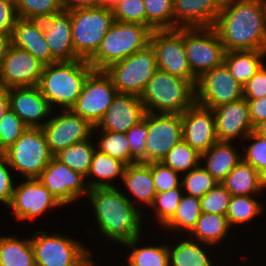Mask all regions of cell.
<instances>
[{
	"instance_id": "obj_1",
	"label": "cell",
	"mask_w": 266,
	"mask_h": 266,
	"mask_svg": "<svg viewBox=\"0 0 266 266\" xmlns=\"http://www.w3.org/2000/svg\"><path fill=\"white\" fill-rule=\"evenodd\" d=\"M213 28L226 52L266 51V0H224Z\"/></svg>"
},
{
	"instance_id": "obj_2",
	"label": "cell",
	"mask_w": 266,
	"mask_h": 266,
	"mask_svg": "<svg viewBox=\"0 0 266 266\" xmlns=\"http://www.w3.org/2000/svg\"><path fill=\"white\" fill-rule=\"evenodd\" d=\"M101 236L125 244L141 236L142 212L116 187L89 189Z\"/></svg>"
},
{
	"instance_id": "obj_3",
	"label": "cell",
	"mask_w": 266,
	"mask_h": 266,
	"mask_svg": "<svg viewBox=\"0 0 266 266\" xmlns=\"http://www.w3.org/2000/svg\"><path fill=\"white\" fill-rule=\"evenodd\" d=\"M92 70L89 62L83 59L47 64L43 67L38 87L52 109L56 104L63 106V110L71 109Z\"/></svg>"
},
{
	"instance_id": "obj_4",
	"label": "cell",
	"mask_w": 266,
	"mask_h": 266,
	"mask_svg": "<svg viewBox=\"0 0 266 266\" xmlns=\"http://www.w3.org/2000/svg\"><path fill=\"white\" fill-rule=\"evenodd\" d=\"M140 100L146 112L181 115L196 103V89L190 81L157 69Z\"/></svg>"
},
{
	"instance_id": "obj_5",
	"label": "cell",
	"mask_w": 266,
	"mask_h": 266,
	"mask_svg": "<svg viewBox=\"0 0 266 266\" xmlns=\"http://www.w3.org/2000/svg\"><path fill=\"white\" fill-rule=\"evenodd\" d=\"M152 29L139 23L114 21L97 52L88 60L93 70H105L150 44Z\"/></svg>"
},
{
	"instance_id": "obj_6",
	"label": "cell",
	"mask_w": 266,
	"mask_h": 266,
	"mask_svg": "<svg viewBox=\"0 0 266 266\" xmlns=\"http://www.w3.org/2000/svg\"><path fill=\"white\" fill-rule=\"evenodd\" d=\"M114 22L113 11L106 7H89L71 11L72 41L76 55L89 60Z\"/></svg>"
},
{
	"instance_id": "obj_7",
	"label": "cell",
	"mask_w": 266,
	"mask_h": 266,
	"mask_svg": "<svg viewBox=\"0 0 266 266\" xmlns=\"http://www.w3.org/2000/svg\"><path fill=\"white\" fill-rule=\"evenodd\" d=\"M30 239L36 266H94L90 250L73 238L36 231Z\"/></svg>"
},
{
	"instance_id": "obj_8",
	"label": "cell",
	"mask_w": 266,
	"mask_h": 266,
	"mask_svg": "<svg viewBox=\"0 0 266 266\" xmlns=\"http://www.w3.org/2000/svg\"><path fill=\"white\" fill-rule=\"evenodd\" d=\"M3 155L25 179L38 178L53 157L42 128H28Z\"/></svg>"
},
{
	"instance_id": "obj_9",
	"label": "cell",
	"mask_w": 266,
	"mask_h": 266,
	"mask_svg": "<svg viewBox=\"0 0 266 266\" xmlns=\"http://www.w3.org/2000/svg\"><path fill=\"white\" fill-rule=\"evenodd\" d=\"M156 70L155 52L149 44L143 50L111 64L105 72L111 77L118 93L140 96Z\"/></svg>"
},
{
	"instance_id": "obj_10",
	"label": "cell",
	"mask_w": 266,
	"mask_h": 266,
	"mask_svg": "<svg viewBox=\"0 0 266 266\" xmlns=\"http://www.w3.org/2000/svg\"><path fill=\"white\" fill-rule=\"evenodd\" d=\"M184 44L190 69L197 78L224 63L226 51L213 27L184 28Z\"/></svg>"
},
{
	"instance_id": "obj_11",
	"label": "cell",
	"mask_w": 266,
	"mask_h": 266,
	"mask_svg": "<svg viewBox=\"0 0 266 266\" xmlns=\"http://www.w3.org/2000/svg\"><path fill=\"white\" fill-rule=\"evenodd\" d=\"M150 45L157 69L184 78L196 87L198 78L192 73L185 52L184 28L153 30Z\"/></svg>"
},
{
	"instance_id": "obj_12",
	"label": "cell",
	"mask_w": 266,
	"mask_h": 266,
	"mask_svg": "<svg viewBox=\"0 0 266 266\" xmlns=\"http://www.w3.org/2000/svg\"><path fill=\"white\" fill-rule=\"evenodd\" d=\"M117 89L105 70H92L71 110L97 126L117 95Z\"/></svg>"
},
{
	"instance_id": "obj_13",
	"label": "cell",
	"mask_w": 266,
	"mask_h": 266,
	"mask_svg": "<svg viewBox=\"0 0 266 266\" xmlns=\"http://www.w3.org/2000/svg\"><path fill=\"white\" fill-rule=\"evenodd\" d=\"M196 103L213 109L244 97L243 85L222 65L204 72L197 80Z\"/></svg>"
},
{
	"instance_id": "obj_14",
	"label": "cell",
	"mask_w": 266,
	"mask_h": 266,
	"mask_svg": "<svg viewBox=\"0 0 266 266\" xmlns=\"http://www.w3.org/2000/svg\"><path fill=\"white\" fill-rule=\"evenodd\" d=\"M145 163L161 162L183 140L180 114L147 112Z\"/></svg>"
},
{
	"instance_id": "obj_15",
	"label": "cell",
	"mask_w": 266,
	"mask_h": 266,
	"mask_svg": "<svg viewBox=\"0 0 266 266\" xmlns=\"http://www.w3.org/2000/svg\"><path fill=\"white\" fill-rule=\"evenodd\" d=\"M41 128L49 150L55 156L64 148L92 137L94 126L71 109H67L58 116L55 115L52 119H48Z\"/></svg>"
},
{
	"instance_id": "obj_16",
	"label": "cell",
	"mask_w": 266,
	"mask_h": 266,
	"mask_svg": "<svg viewBox=\"0 0 266 266\" xmlns=\"http://www.w3.org/2000/svg\"><path fill=\"white\" fill-rule=\"evenodd\" d=\"M38 180L65 206L88 196L89 187L81 173L73 171L55 156L43 169Z\"/></svg>"
},
{
	"instance_id": "obj_17",
	"label": "cell",
	"mask_w": 266,
	"mask_h": 266,
	"mask_svg": "<svg viewBox=\"0 0 266 266\" xmlns=\"http://www.w3.org/2000/svg\"><path fill=\"white\" fill-rule=\"evenodd\" d=\"M62 206L38 178H33L15 186L8 208L13 211L17 221H27L41 216L49 209Z\"/></svg>"
},
{
	"instance_id": "obj_18",
	"label": "cell",
	"mask_w": 266,
	"mask_h": 266,
	"mask_svg": "<svg viewBox=\"0 0 266 266\" xmlns=\"http://www.w3.org/2000/svg\"><path fill=\"white\" fill-rule=\"evenodd\" d=\"M43 67L31 53L11 44L0 66V87L38 86Z\"/></svg>"
},
{
	"instance_id": "obj_19",
	"label": "cell",
	"mask_w": 266,
	"mask_h": 266,
	"mask_svg": "<svg viewBox=\"0 0 266 266\" xmlns=\"http://www.w3.org/2000/svg\"><path fill=\"white\" fill-rule=\"evenodd\" d=\"M183 141L200 154L208 151L218 140L212 109L195 103L181 114Z\"/></svg>"
},
{
	"instance_id": "obj_20",
	"label": "cell",
	"mask_w": 266,
	"mask_h": 266,
	"mask_svg": "<svg viewBox=\"0 0 266 266\" xmlns=\"http://www.w3.org/2000/svg\"><path fill=\"white\" fill-rule=\"evenodd\" d=\"M9 107L28 128H41L53 109L38 86L8 88ZM43 122H41V121Z\"/></svg>"
},
{
	"instance_id": "obj_21",
	"label": "cell",
	"mask_w": 266,
	"mask_h": 266,
	"mask_svg": "<svg viewBox=\"0 0 266 266\" xmlns=\"http://www.w3.org/2000/svg\"><path fill=\"white\" fill-rule=\"evenodd\" d=\"M145 113L140 96L117 93L101 121L93 128V133L99 128L102 131L126 133L143 120Z\"/></svg>"
},
{
	"instance_id": "obj_22",
	"label": "cell",
	"mask_w": 266,
	"mask_h": 266,
	"mask_svg": "<svg viewBox=\"0 0 266 266\" xmlns=\"http://www.w3.org/2000/svg\"><path fill=\"white\" fill-rule=\"evenodd\" d=\"M218 141L231 142L236 137L245 139L254 127L249 116L248 101L243 97L212 109Z\"/></svg>"
},
{
	"instance_id": "obj_23",
	"label": "cell",
	"mask_w": 266,
	"mask_h": 266,
	"mask_svg": "<svg viewBox=\"0 0 266 266\" xmlns=\"http://www.w3.org/2000/svg\"><path fill=\"white\" fill-rule=\"evenodd\" d=\"M44 36L52 55V63L80 59L74 50L71 32V11H62L42 20Z\"/></svg>"
},
{
	"instance_id": "obj_24",
	"label": "cell",
	"mask_w": 266,
	"mask_h": 266,
	"mask_svg": "<svg viewBox=\"0 0 266 266\" xmlns=\"http://www.w3.org/2000/svg\"><path fill=\"white\" fill-rule=\"evenodd\" d=\"M224 0H173L174 29L213 27Z\"/></svg>"
},
{
	"instance_id": "obj_25",
	"label": "cell",
	"mask_w": 266,
	"mask_h": 266,
	"mask_svg": "<svg viewBox=\"0 0 266 266\" xmlns=\"http://www.w3.org/2000/svg\"><path fill=\"white\" fill-rule=\"evenodd\" d=\"M11 44L31 53L44 65L52 64L42 20L18 18L11 32Z\"/></svg>"
},
{
	"instance_id": "obj_26",
	"label": "cell",
	"mask_w": 266,
	"mask_h": 266,
	"mask_svg": "<svg viewBox=\"0 0 266 266\" xmlns=\"http://www.w3.org/2000/svg\"><path fill=\"white\" fill-rule=\"evenodd\" d=\"M232 142L217 141L208 151L201 154L204 168L218 182L221 183L233 168L242 161V156L234 148ZM236 149V150H235Z\"/></svg>"
},
{
	"instance_id": "obj_27",
	"label": "cell",
	"mask_w": 266,
	"mask_h": 266,
	"mask_svg": "<svg viewBox=\"0 0 266 266\" xmlns=\"http://www.w3.org/2000/svg\"><path fill=\"white\" fill-rule=\"evenodd\" d=\"M232 196L256 195L263 192L266 179L243 160L221 182Z\"/></svg>"
},
{
	"instance_id": "obj_28",
	"label": "cell",
	"mask_w": 266,
	"mask_h": 266,
	"mask_svg": "<svg viewBox=\"0 0 266 266\" xmlns=\"http://www.w3.org/2000/svg\"><path fill=\"white\" fill-rule=\"evenodd\" d=\"M127 192L133 194L139 202L151 208L155 199L156 190L150 163H134L127 165L122 177Z\"/></svg>"
},
{
	"instance_id": "obj_29",
	"label": "cell",
	"mask_w": 266,
	"mask_h": 266,
	"mask_svg": "<svg viewBox=\"0 0 266 266\" xmlns=\"http://www.w3.org/2000/svg\"><path fill=\"white\" fill-rule=\"evenodd\" d=\"M126 166L122 161L95 149L88 175L85 178L90 180L91 176H95L98 179L87 182L89 189L115 187L109 181L112 182L118 177L122 179Z\"/></svg>"
},
{
	"instance_id": "obj_30",
	"label": "cell",
	"mask_w": 266,
	"mask_h": 266,
	"mask_svg": "<svg viewBox=\"0 0 266 266\" xmlns=\"http://www.w3.org/2000/svg\"><path fill=\"white\" fill-rule=\"evenodd\" d=\"M266 51H228L225 52L224 64L230 74L242 85H244L263 65Z\"/></svg>"
},
{
	"instance_id": "obj_31",
	"label": "cell",
	"mask_w": 266,
	"mask_h": 266,
	"mask_svg": "<svg viewBox=\"0 0 266 266\" xmlns=\"http://www.w3.org/2000/svg\"><path fill=\"white\" fill-rule=\"evenodd\" d=\"M230 229L226 216L213 213H201L189 237L191 236L190 239H192L193 236L201 245L215 246L221 240L223 241Z\"/></svg>"
},
{
	"instance_id": "obj_32",
	"label": "cell",
	"mask_w": 266,
	"mask_h": 266,
	"mask_svg": "<svg viewBox=\"0 0 266 266\" xmlns=\"http://www.w3.org/2000/svg\"><path fill=\"white\" fill-rule=\"evenodd\" d=\"M0 266H36L30 238L0 236Z\"/></svg>"
},
{
	"instance_id": "obj_33",
	"label": "cell",
	"mask_w": 266,
	"mask_h": 266,
	"mask_svg": "<svg viewBox=\"0 0 266 266\" xmlns=\"http://www.w3.org/2000/svg\"><path fill=\"white\" fill-rule=\"evenodd\" d=\"M199 243L188 238L172 249L168 246L169 266H215Z\"/></svg>"
},
{
	"instance_id": "obj_34",
	"label": "cell",
	"mask_w": 266,
	"mask_h": 266,
	"mask_svg": "<svg viewBox=\"0 0 266 266\" xmlns=\"http://www.w3.org/2000/svg\"><path fill=\"white\" fill-rule=\"evenodd\" d=\"M140 236L132 239L131 241L123 244L132 249L127 255L128 266H169L168 246H146L137 248L140 241Z\"/></svg>"
},
{
	"instance_id": "obj_35",
	"label": "cell",
	"mask_w": 266,
	"mask_h": 266,
	"mask_svg": "<svg viewBox=\"0 0 266 266\" xmlns=\"http://www.w3.org/2000/svg\"><path fill=\"white\" fill-rule=\"evenodd\" d=\"M200 198L183 194L176 213L163 226L165 230H177L178 235L187 231L190 233L201 216Z\"/></svg>"
},
{
	"instance_id": "obj_36",
	"label": "cell",
	"mask_w": 266,
	"mask_h": 266,
	"mask_svg": "<svg viewBox=\"0 0 266 266\" xmlns=\"http://www.w3.org/2000/svg\"><path fill=\"white\" fill-rule=\"evenodd\" d=\"M91 140H84L66 147L55 155V157L73 171L87 176L92 162L93 153L96 149Z\"/></svg>"
},
{
	"instance_id": "obj_37",
	"label": "cell",
	"mask_w": 266,
	"mask_h": 266,
	"mask_svg": "<svg viewBox=\"0 0 266 266\" xmlns=\"http://www.w3.org/2000/svg\"><path fill=\"white\" fill-rule=\"evenodd\" d=\"M263 207L254 195L232 196L226 217L230 227L234 224L246 223L262 214Z\"/></svg>"
},
{
	"instance_id": "obj_38",
	"label": "cell",
	"mask_w": 266,
	"mask_h": 266,
	"mask_svg": "<svg viewBox=\"0 0 266 266\" xmlns=\"http://www.w3.org/2000/svg\"><path fill=\"white\" fill-rule=\"evenodd\" d=\"M161 162L181 174L199 166L201 154L182 140L167 153Z\"/></svg>"
},
{
	"instance_id": "obj_39",
	"label": "cell",
	"mask_w": 266,
	"mask_h": 266,
	"mask_svg": "<svg viewBox=\"0 0 266 266\" xmlns=\"http://www.w3.org/2000/svg\"><path fill=\"white\" fill-rule=\"evenodd\" d=\"M18 18L43 20L63 11L61 0H15Z\"/></svg>"
},
{
	"instance_id": "obj_40",
	"label": "cell",
	"mask_w": 266,
	"mask_h": 266,
	"mask_svg": "<svg viewBox=\"0 0 266 266\" xmlns=\"http://www.w3.org/2000/svg\"><path fill=\"white\" fill-rule=\"evenodd\" d=\"M147 27L152 30L174 29L173 0H143Z\"/></svg>"
},
{
	"instance_id": "obj_41",
	"label": "cell",
	"mask_w": 266,
	"mask_h": 266,
	"mask_svg": "<svg viewBox=\"0 0 266 266\" xmlns=\"http://www.w3.org/2000/svg\"><path fill=\"white\" fill-rule=\"evenodd\" d=\"M100 135L97 150L122 161L126 165L131 164L129 141L125 133L101 131Z\"/></svg>"
},
{
	"instance_id": "obj_42",
	"label": "cell",
	"mask_w": 266,
	"mask_h": 266,
	"mask_svg": "<svg viewBox=\"0 0 266 266\" xmlns=\"http://www.w3.org/2000/svg\"><path fill=\"white\" fill-rule=\"evenodd\" d=\"M184 175L181 180V186L185 189L183 192L196 198H201L218 184L201 164Z\"/></svg>"
},
{
	"instance_id": "obj_43",
	"label": "cell",
	"mask_w": 266,
	"mask_h": 266,
	"mask_svg": "<svg viewBox=\"0 0 266 266\" xmlns=\"http://www.w3.org/2000/svg\"><path fill=\"white\" fill-rule=\"evenodd\" d=\"M180 185L177 188L162 193H156L152 208L156 211L159 225L164 226L176 213L179 202L184 193Z\"/></svg>"
},
{
	"instance_id": "obj_44",
	"label": "cell",
	"mask_w": 266,
	"mask_h": 266,
	"mask_svg": "<svg viewBox=\"0 0 266 266\" xmlns=\"http://www.w3.org/2000/svg\"><path fill=\"white\" fill-rule=\"evenodd\" d=\"M28 129V126L10 108L0 122V154L9 149Z\"/></svg>"
},
{
	"instance_id": "obj_45",
	"label": "cell",
	"mask_w": 266,
	"mask_h": 266,
	"mask_svg": "<svg viewBox=\"0 0 266 266\" xmlns=\"http://www.w3.org/2000/svg\"><path fill=\"white\" fill-rule=\"evenodd\" d=\"M114 21L147 26L143 0H119L112 8Z\"/></svg>"
},
{
	"instance_id": "obj_46",
	"label": "cell",
	"mask_w": 266,
	"mask_h": 266,
	"mask_svg": "<svg viewBox=\"0 0 266 266\" xmlns=\"http://www.w3.org/2000/svg\"><path fill=\"white\" fill-rule=\"evenodd\" d=\"M231 197L222 183H218L200 198L201 212L226 216Z\"/></svg>"
},
{
	"instance_id": "obj_47",
	"label": "cell",
	"mask_w": 266,
	"mask_h": 266,
	"mask_svg": "<svg viewBox=\"0 0 266 266\" xmlns=\"http://www.w3.org/2000/svg\"><path fill=\"white\" fill-rule=\"evenodd\" d=\"M129 141L131 164L145 163V147L147 141V112L142 121L131 127L126 133Z\"/></svg>"
},
{
	"instance_id": "obj_48",
	"label": "cell",
	"mask_w": 266,
	"mask_h": 266,
	"mask_svg": "<svg viewBox=\"0 0 266 266\" xmlns=\"http://www.w3.org/2000/svg\"><path fill=\"white\" fill-rule=\"evenodd\" d=\"M245 139L252 140L246 148L242 160L251 164L266 179V138L252 131Z\"/></svg>"
},
{
	"instance_id": "obj_49",
	"label": "cell",
	"mask_w": 266,
	"mask_h": 266,
	"mask_svg": "<svg viewBox=\"0 0 266 266\" xmlns=\"http://www.w3.org/2000/svg\"><path fill=\"white\" fill-rule=\"evenodd\" d=\"M151 174L156 193L166 192L181 185L180 173L172 170L162 162H151Z\"/></svg>"
},
{
	"instance_id": "obj_50",
	"label": "cell",
	"mask_w": 266,
	"mask_h": 266,
	"mask_svg": "<svg viewBox=\"0 0 266 266\" xmlns=\"http://www.w3.org/2000/svg\"><path fill=\"white\" fill-rule=\"evenodd\" d=\"M245 99H259L266 96V67L263 64L243 85Z\"/></svg>"
},
{
	"instance_id": "obj_51",
	"label": "cell",
	"mask_w": 266,
	"mask_h": 266,
	"mask_svg": "<svg viewBox=\"0 0 266 266\" xmlns=\"http://www.w3.org/2000/svg\"><path fill=\"white\" fill-rule=\"evenodd\" d=\"M10 168L7 158L0 154V202L7 207L11 203L15 188L12 174L9 171Z\"/></svg>"
},
{
	"instance_id": "obj_52",
	"label": "cell",
	"mask_w": 266,
	"mask_h": 266,
	"mask_svg": "<svg viewBox=\"0 0 266 266\" xmlns=\"http://www.w3.org/2000/svg\"><path fill=\"white\" fill-rule=\"evenodd\" d=\"M17 19L15 0H0V31L11 33Z\"/></svg>"
},
{
	"instance_id": "obj_53",
	"label": "cell",
	"mask_w": 266,
	"mask_h": 266,
	"mask_svg": "<svg viewBox=\"0 0 266 266\" xmlns=\"http://www.w3.org/2000/svg\"><path fill=\"white\" fill-rule=\"evenodd\" d=\"M248 101L249 116L253 127L266 120V96L259 99H246Z\"/></svg>"
},
{
	"instance_id": "obj_54",
	"label": "cell",
	"mask_w": 266,
	"mask_h": 266,
	"mask_svg": "<svg viewBox=\"0 0 266 266\" xmlns=\"http://www.w3.org/2000/svg\"><path fill=\"white\" fill-rule=\"evenodd\" d=\"M64 11H73L81 8L97 7L98 0H61Z\"/></svg>"
},
{
	"instance_id": "obj_55",
	"label": "cell",
	"mask_w": 266,
	"mask_h": 266,
	"mask_svg": "<svg viewBox=\"0 0 266 266\" xmlns=\"http://www.w3.org/2000/svg\"><path fill=\"white\" fill-rule=\"evenodd\" d=\"M11 45V33L0 31V66Z\"/></svg>"
},
{
	"instance_id": "obj_56",
	"label": "cell",
	"mask_w": 266,
	"mask_h": 266,
	"mask_svg": "<svg viewBox=\"0 0 266 266\" xmlns=\"http://www.w3.org/2000/svg\"><path fill=\"white\" fill-rule=\"evenodd\" d=\"M9 108L8 89L0 87V122Z\"/></svg>"
},
{
	"instance_id": "obj_57",
	"label": "cell",
	"mask_w": 266,
	"mask_h": 266,
	"mask_svg": "<svg viewBox=\"0 0 266 266\" xmlns=\"http://www.w3.org/2000/svg\"><path fill=\"white\" fill-rule=\"evenodd\" d=\"M254 132L259 136L266 138V120L260 122L254 127Z\"/></svg>"
},
{
	"instance_id": "obj_58",
	"label": "cell",
	"mask_w": 266,
	"mask_h": 266,
	"mask_svg": "<svg viewBox=\"0 0 266 266\" xmlns=\"http://www.w3.org/2000/svg\"><path fill=\"white\" fill-rule=\"evenodd\" d=\"M119 0H98V6L112 9Z\"/></svg>"
}]
</instances>
